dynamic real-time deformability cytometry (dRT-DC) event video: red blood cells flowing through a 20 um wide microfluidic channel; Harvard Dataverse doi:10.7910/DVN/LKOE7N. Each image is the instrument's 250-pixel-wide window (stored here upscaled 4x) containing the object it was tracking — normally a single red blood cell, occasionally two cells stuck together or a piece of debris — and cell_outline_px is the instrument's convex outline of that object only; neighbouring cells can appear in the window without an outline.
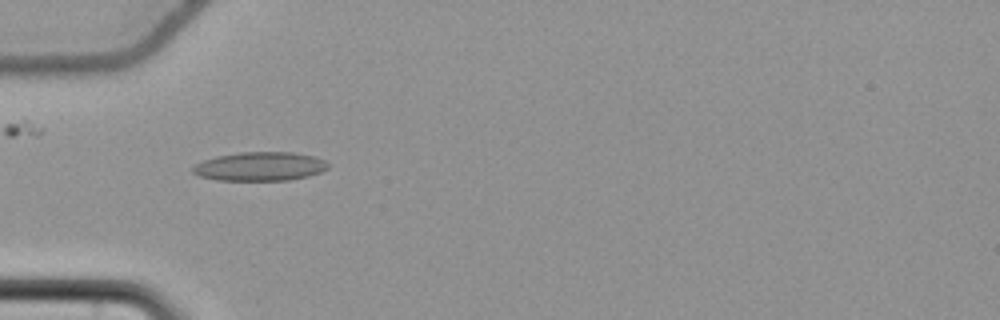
{"species": "common noctule bat (a hibernating species)", "species_latin": "Nyctalus noctula", "temperature_condition": "cold", "stored_images_in_passage": 42, "camera_frame_rate_fps": 3000, "um_per_image_px": 0.085, "animal": {"sex": "female", "body_mass_g": 22.7, "forearm_length_mm": 54.2}, "frame": {"image": 1, "passage_image": 4, "time_ms": 1.0, "image_size_px": [1000, 320], "cell_outline_px": [[328, 168], [320, 172], [308, 176], [288, 180], [216, 180], [196, 176], [192, 172], [192, 168], [196, 164], [204, 160], [216, 156], [240, 152], [292, 152], [312, 156], [324, 160], [328, 164]], "centroid_in_image_um": [22.06, 14.15], "position_along_channel_um": 62.9, "area_um2": 22.72}}
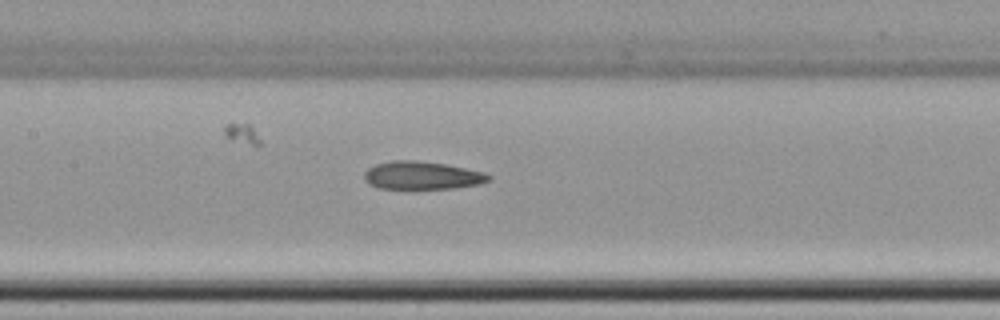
{"frame": {"image": 2, "passage_image": 13, "time_ms": 4.0, "image_size_px": [1000, 320], "cell_outline_px": [[492, 180], [480, 184], [452, 188], [416, 192], [380, 188], [368, 184], [364, 180], [364, 172], [368, 168], [376, 164], [392, 160], [412, 160], [444, 164], [484, 172], [492, 176]], "centroid_in_image_um": [35.84, 14.97], "position_along_channel_um": 171.6, "area_um2": 21.21}}
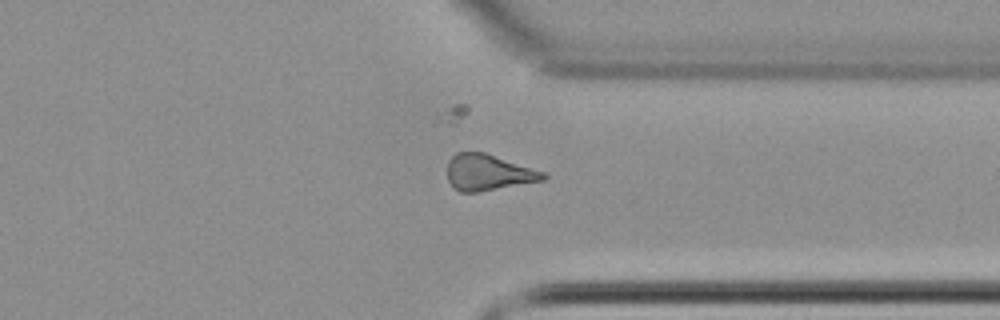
{"frame": {"image": 3, "passage_image": 29, "time_ms": 9.333, "image_size_px": [1000, 320], "cell_outline_px": [[548, 176], [544, 180], [476, 192], [460, 192], [452, 188], [448, 180], [448, 160], [456, 152], [484, 152], [544, 172]], "centroid_in_image_um": [41.46, 14.66], "position_along_channel_um": 369.9, "area_um2": 20.0}, "authors_computed_cell_mechanics": {"area_um2": 20.6635, "velocity_mm_per_s": 3.7362, "shape_relaxation_time_tau1_ms": null, "shape_relaxation_time_tau2_ms": 4.6244, "deformation_change_tau1": null, "deformation_change_tau2": 0.1234}}